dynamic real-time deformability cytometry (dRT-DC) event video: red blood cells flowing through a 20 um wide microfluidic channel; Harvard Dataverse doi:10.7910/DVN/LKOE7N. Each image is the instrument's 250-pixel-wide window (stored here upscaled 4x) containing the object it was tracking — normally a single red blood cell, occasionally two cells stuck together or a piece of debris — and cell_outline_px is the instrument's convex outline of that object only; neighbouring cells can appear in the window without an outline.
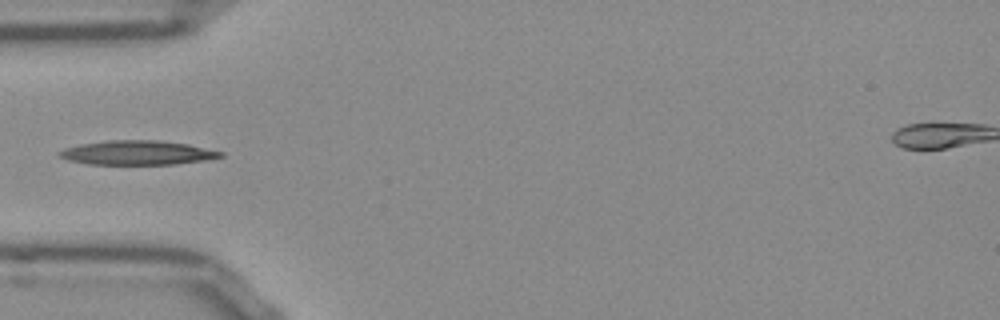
{"species": "Egyptian fruit bat (a non-hibernating species)", "species_latin": "Rousettus aegyptiacus", "temperature_condition": "room temperature", "stored_images_in_passage": 37, "camera_frame_rate_fps": 3000, "um_per_image_px": 0.085, "frame": {"image": 1, "passage_image": 1, "time_ms": 0.0, "image_size_px": [1000, 320], "cell_outline_px": [[224, 156], [204, 160], [176, 164], [88, 164], [68, 160], [60, 156], [56, 152], [64, 148], [84, 144], [108, 140], [160, 140], [188, 144], [224, 152]], "centroid_in_image_um": [11.69, 12.98], "position_along_channel_um": 73.3, "area_um2": 22.66}}
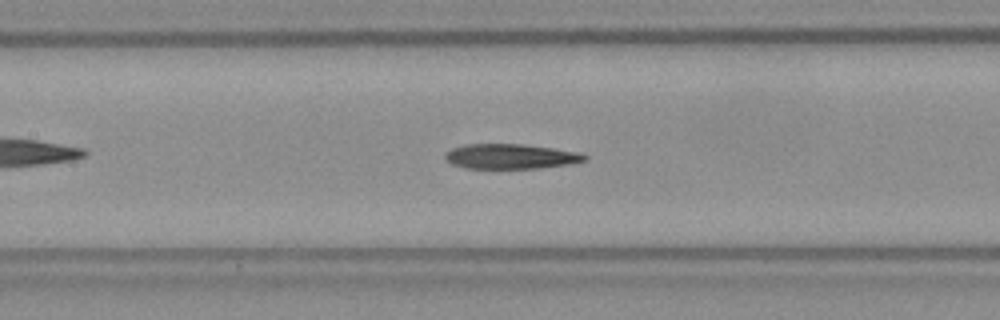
{"frame": {"image": 2, "passage_image": 8, "time_ms": 2.333, "image_size_px": [1000, 320], "cell_outline_px": [[588, 156], [584, 160], [568, 164], [540, 168], [468, 168], [452, 164], [444, 156], [452, 148], [464, 144], [520, 144], [552, 148], [580, 152]], "centroid_in_image_um": [43.41, 13.29], "position_along_channel_um": 164.0, "area_um2": 20.0}}
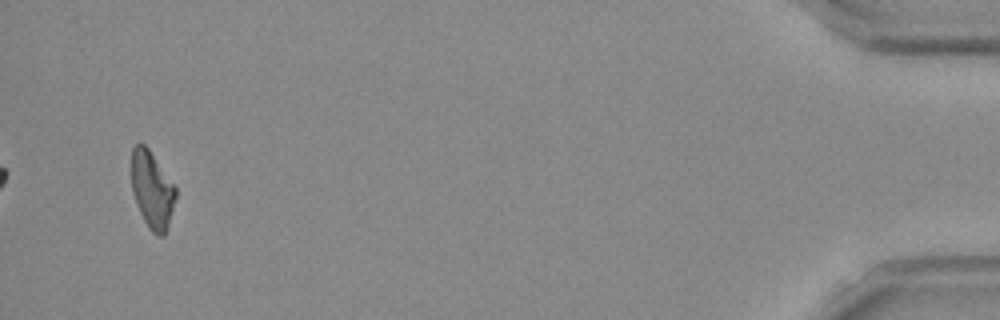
{"frame": {"image": 3, "passage_image": 35, "time_ms": 11.333, "image_size_px": [1000, 320], "cell_outline_px": [[176, 196], [168, 224], [164, 236], [160, 236], [152, 232], [148, 228], [136, 204], [132, 192], [132, 148], [136, 144], [144, 144], [148, 148], [176, 188]], "centroid_in_image_um": [12.91, 16.15], "position_along_channel_um": 422.3, "area_um2": 19.48}}